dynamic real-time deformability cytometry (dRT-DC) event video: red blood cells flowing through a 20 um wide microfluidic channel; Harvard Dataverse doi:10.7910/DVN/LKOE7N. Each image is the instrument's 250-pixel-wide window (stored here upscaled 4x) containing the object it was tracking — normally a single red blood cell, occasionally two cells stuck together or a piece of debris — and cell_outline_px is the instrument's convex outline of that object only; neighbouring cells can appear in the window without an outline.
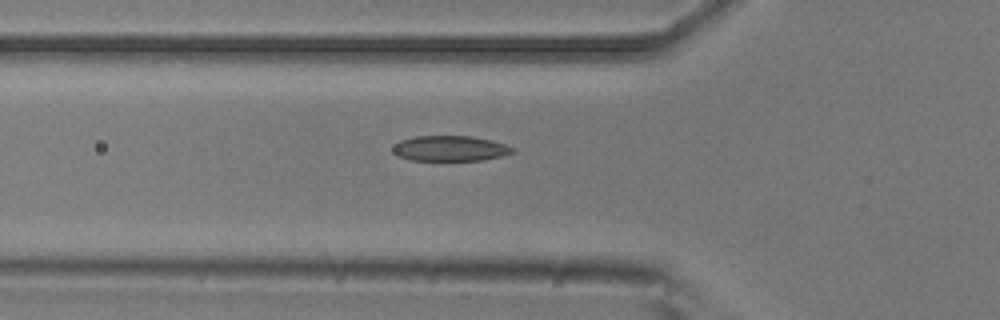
{"species": "common noctule bat (a hibernating species)", "species_latin": "Nyctalus noctula", "temperature_condition": "room temperature", "stored_images_in_passage": 6, "camera_frame_rate_fps": 3000, "um_per_image_px": 0.085, "animal": {"sex": "male", "body_mass_g": 20.5, "forearm_length_mm": 52.5}, "frame": {"image": 1, "passage_image": 6, "time_ms": 1.667, "image_size_px": [1000, 320], "cell_outline_px": [[516, 152], [484, 160], [412, 160], [400, 156], [392, 152], [392, 148], [400, 140], [416, 136], [472, 136], [492, 140], [516, 148]], "centroid_in_image_um": [38.3, 12.61], "position_along_channel_um": 87.5, "area_um2": 17.69}}